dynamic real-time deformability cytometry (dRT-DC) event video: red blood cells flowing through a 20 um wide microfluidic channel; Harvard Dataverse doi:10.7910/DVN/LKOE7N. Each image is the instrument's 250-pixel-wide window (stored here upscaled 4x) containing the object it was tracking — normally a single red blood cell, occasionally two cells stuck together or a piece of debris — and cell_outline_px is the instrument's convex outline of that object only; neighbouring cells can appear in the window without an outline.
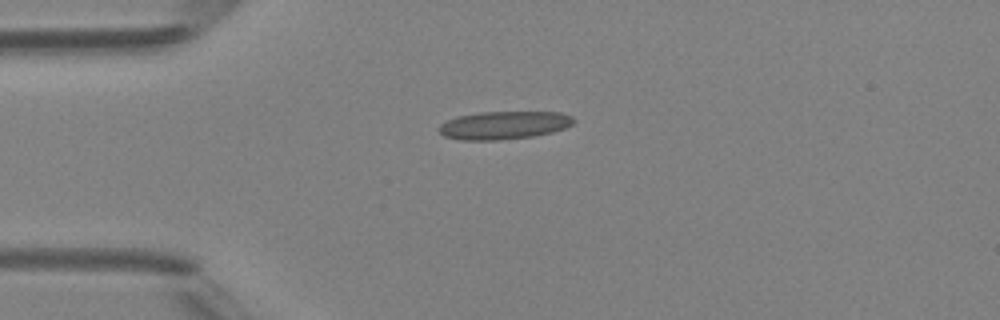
{"species": "Egyptian fruit bat (a non-hibernating species)", "species_latin": "Rousettus aegyptiacus", "temperature_condition": "room temperature", "stored_images_in_passage": 4, "camera_frame_rate_fps": 3000, "um_per_image_px": 0.085, "animal": {"sex": "female"}, "frame": {"image": 1, "passage_image": 1, "time_ms": 0.0, "image_size_px": [1000, 320], "cell_outline_px": [[576, 120], [572, 124], [564, 128], [552, 132], [532, 136], [500, 140], [460, 140], [444, 136], [440, 132], [440, 124], [456, 116], [480, 112], [560, 112], [572, 116]], "centroid_in_image_um": [42.84, 10.64], "position_along_channel_um": 42.2, "area_um2": 21.96}}
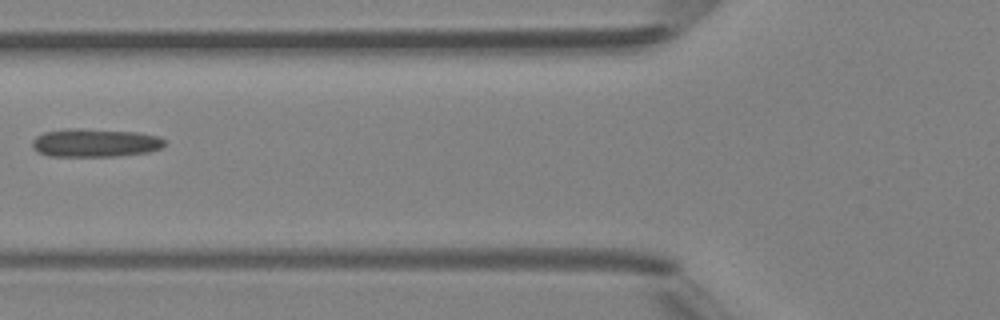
{"frame": {"image": 2, "passage_image": 3, "time_ms": 2.333, "image_size_px": [1000, 320], "cell_outline_px": [[164, 148], [148, 152], [116, 156], [48, 156], [36, 152], [32, 148], [32, 140], [36, 136], [44, 132], [68, 128], [76, 128], [140, 132], [160, 136], [164, 140]], "centroid_in_image_um": [8.07, 12.14], "position_along_channel_um": 117.7, "area_um2": 22.14}}
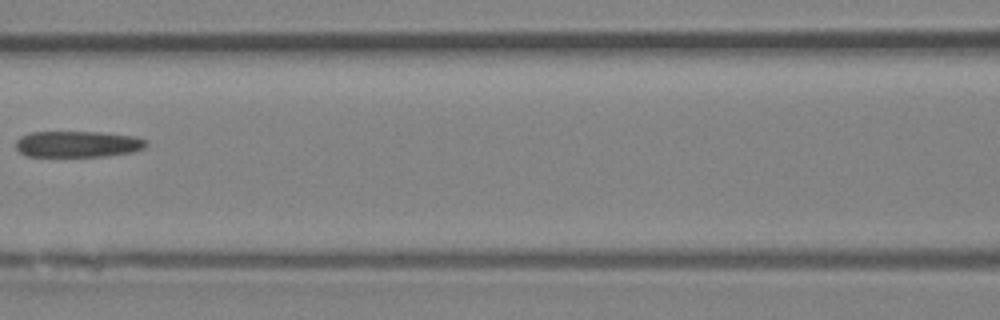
{"frame": {"image": 3, "passage_image": 4, "time_ms": 3.333, "image_size_px": [1000, 320], "cell_outline_px": [[148, 144], [144, 148], [132, 152], [108, 156], [24, 156], [16, 148], [16, 140], [20, 136], [28, 132], [100, 132], [136, 136], [148, 140]], "centroid_in_image_um": [6.62, 12.24], "position_along_channel_um": 160.0, "area_um2": 20.17}}